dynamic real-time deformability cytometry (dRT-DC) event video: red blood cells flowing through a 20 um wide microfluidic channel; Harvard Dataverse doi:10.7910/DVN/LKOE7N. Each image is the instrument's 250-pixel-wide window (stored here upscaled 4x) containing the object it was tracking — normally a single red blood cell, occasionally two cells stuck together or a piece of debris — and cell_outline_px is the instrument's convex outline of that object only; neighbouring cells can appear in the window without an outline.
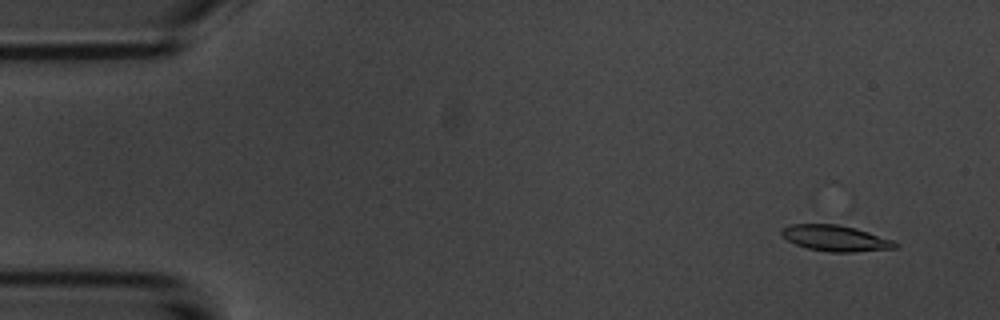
{"species": "common noctule bat (a hibernating species)", "species_latin": "Nyctalus noctula", "temperature_condition": "room temperature", "stored_images_in_passage": 54, "camera_frame_rate_fps": 3000, "um_per_image_px": 0.085, "animal": {"sex": "male", "body_mass_g": 20.1, "forearm_length_mm": 53.5}, "frame": {"image": 1, "passage_image": 4, "time_ms": 1.0, "image_size_px": [1000, 320], "cell_outline_px": [[900, 244], [896, 248], [852, 252], [828, 252], [808, 248], [796, 244], [788, 240], [780, 232], [784, 228], [792, 224], [836, 224], [856, 228], [892, 240]], "centroid_in_image_um": [71.04, 20.25], "position_along_channel_um": 14.0, "area_um2": 16.94}}
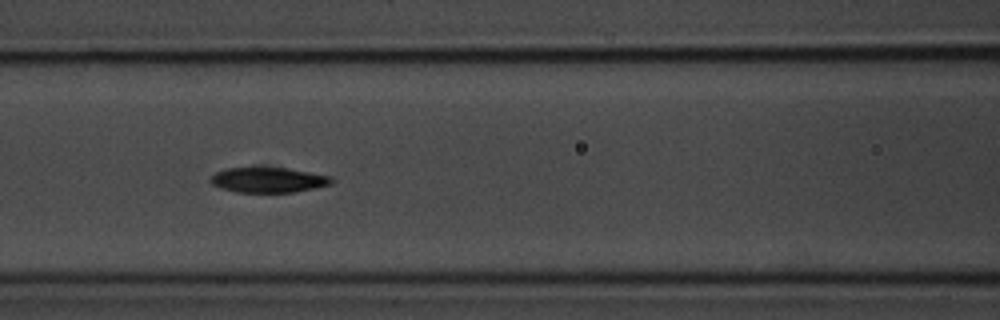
{"frame": {"image": 2, "passage_image": 23, "time_ms": 7.333, "image_size_px": [1000, 320], "cell_outline_px": [[336, 180], [332, 184], [316, 188], [292, 192], [236, 192], [220, 188], [212, 184], [208, 180], [216, 172], [228, 168], [252, 164], [264, 164], [332, 176]], "centroid_in_image_um": [22.79, 15.24], "position_along_channel_um": 143.8, "area_um2": 18.79}}
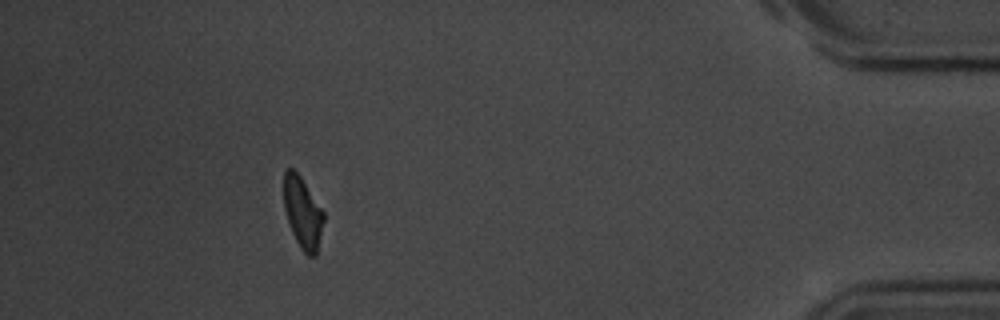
{"frame": {"image": 3, "passage_image": 49, "time_ms": 16.0, "image_size_px": [1000, 320], "cell_outline_px": [[324, 220], [316, 256], [308, 256], [300, 248], [292, 232], [284, 208], [284, 172], [288, 168], [292, 168], [300, 176], [324, 212]], "centroid_in_image_um": [25.73, 18.09], "position_along_channel_um": 409.5, "area_um2": 16.36}, "authors_computed_cell_mechanics": {"area_um2": 17.6868, "velocity_mm_per_s": 3.7114, "shape_relaxation_time_tau1_ms": 4.1117, "shape_relaxation_time_tau2_ms": null, "deformation_change_tau1": 0.1451, "deformation_change_tau2": null}}